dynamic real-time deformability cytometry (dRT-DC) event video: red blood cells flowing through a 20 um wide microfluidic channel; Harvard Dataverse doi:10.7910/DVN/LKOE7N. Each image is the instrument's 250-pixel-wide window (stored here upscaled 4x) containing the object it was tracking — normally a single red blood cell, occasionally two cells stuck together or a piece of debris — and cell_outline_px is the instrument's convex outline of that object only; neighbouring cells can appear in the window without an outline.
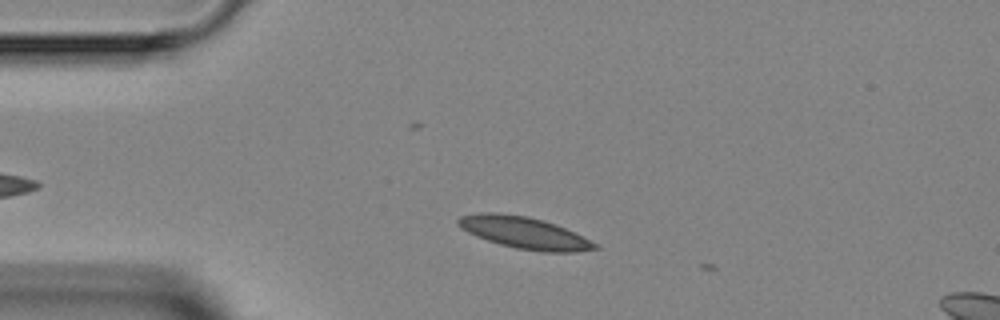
{"species": "Egyptian fruit bat (a non-hibernating species)", "species_latin": "Rousettus aegyptiacus", "temperature_condition": "room temperature", "stored_images_in_passage": 2, "camera_frame_rate_fps": 3000, "um_per_image_px": 0.085, "animal": {"sex": "female"}, "frame": {"image": 1, "passage_image": 1, "time_ms": 0.0, "image_size_px": [1000, 320], "cell_outline_px": [[600, 248], [576, 252], [540, 252], [516, 248], [500, 244], [476, 236], [460, 228], [456, 224], [456, 220], [460, 216], [480, 212], [496, 212], [528, 216], [544, 220], [564, 228], [600, 244]], "centroid_in_image_um": [44.56, 19.78], "position_along_channel_um": 40.4, "area_um2": 25.49}}